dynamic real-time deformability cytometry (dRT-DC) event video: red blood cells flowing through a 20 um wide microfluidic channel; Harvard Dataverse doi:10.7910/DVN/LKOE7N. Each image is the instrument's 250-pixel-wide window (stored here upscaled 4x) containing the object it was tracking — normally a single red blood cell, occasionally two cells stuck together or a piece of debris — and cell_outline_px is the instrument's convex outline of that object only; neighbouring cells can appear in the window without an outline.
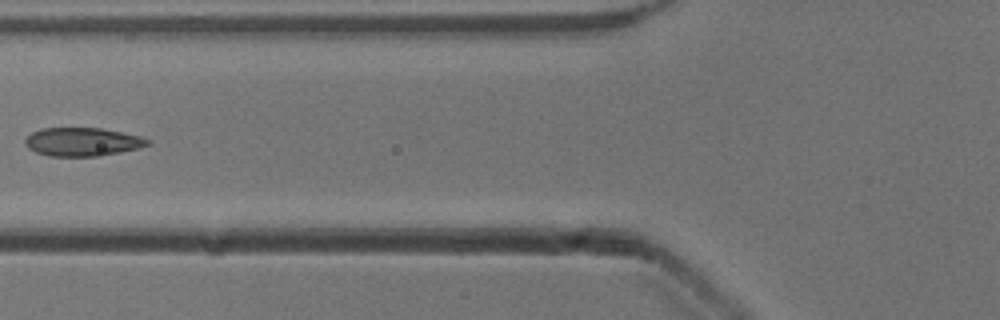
{"species": "common noctule bat (a hibernating species)", "species_latin": "Nyctalus noctula", "temperature_condition": "cold", "stored_images_in_passage": 6, "camera_frame_rate_fps": 3000, "um_per_image_px": 0.085, "animal": {"sex": "male", "body_mass_g": 13.3}, "frame": {"image": 1, "passage_image": 5, "time_ms": 1.333, "image_size_px": [1000, 320], "cell_outline_px": [[152, 144], [140, 148], [100, 156], [48, 156], [36, 152], [28, 148], [24, 144], [24, 140], [32, 132], [40, 128], [100, 128], [140, 136], [152, 140]], "centroid_in_image_um": [7.02, 12.06], "position_along_channel_um": 118.8, "area_um2": 20.46}}
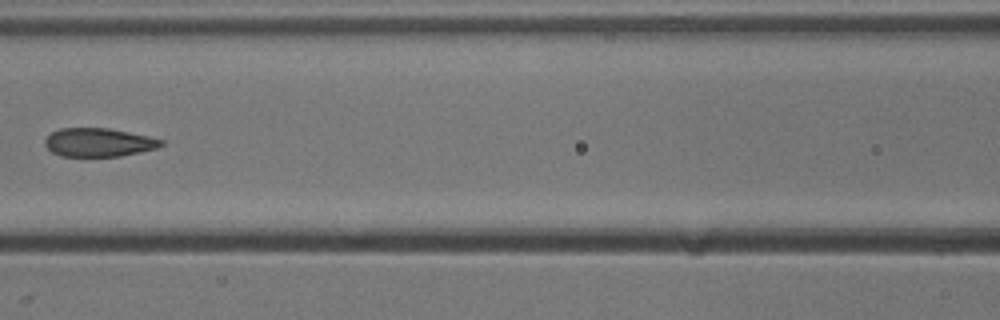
{"frame": {"image": 2, "passage_image": 6, "time_ms": 1.667, "image_size_px": [1000, 320], "cell_outline_px": [[164, 144], [156, 148], [140, 152], [120, 156], [60, 156], [52, 152], [44, 144], [44, 140], [52, 132], [60, 128], [108, 128], [148, 136], [164, 140]], "centroid_in_image_um": [8.38, 12.1], "position_along_channel_um": 158.2, "area_um2": 19.25}}